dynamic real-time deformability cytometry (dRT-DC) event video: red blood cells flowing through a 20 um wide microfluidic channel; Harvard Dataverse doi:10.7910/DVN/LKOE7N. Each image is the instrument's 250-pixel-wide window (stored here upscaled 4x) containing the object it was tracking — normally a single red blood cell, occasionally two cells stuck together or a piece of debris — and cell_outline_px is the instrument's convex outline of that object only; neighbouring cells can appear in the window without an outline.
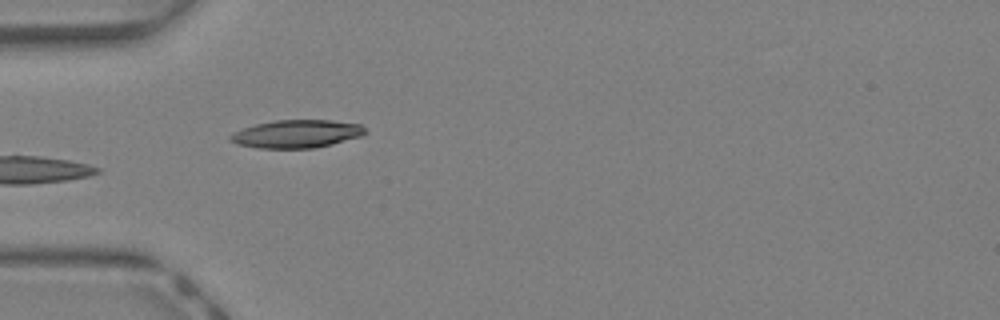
{"species": "Egyptian fruit bat (a non-hibernating species)", "species_latin": "Rousettus aegyptiacus", "temperature_condition": "warm", "stored_images_in_passage": 29, "camera_frame_rate_fps": 3000, "um_per_image_px": 0.085, "animal": {"sex": "female"}, "frame": {"image": 1, "passage_image": 1, "time_ms": 0.0, "image_size_px": [1000, 320], "cell_outline_px": [[368, 132], [364, 136], [332, 144], [312, 148], [260, 148], [236, 144], [228, 140], [228, 136], [244, 128], [256, 124], [276, 120], [332, 120], [360, 124]], "centroid_in_image_um": [25.25, 11.38], "position_along_channel_um": 59.7, "area_um2": 22.02}}